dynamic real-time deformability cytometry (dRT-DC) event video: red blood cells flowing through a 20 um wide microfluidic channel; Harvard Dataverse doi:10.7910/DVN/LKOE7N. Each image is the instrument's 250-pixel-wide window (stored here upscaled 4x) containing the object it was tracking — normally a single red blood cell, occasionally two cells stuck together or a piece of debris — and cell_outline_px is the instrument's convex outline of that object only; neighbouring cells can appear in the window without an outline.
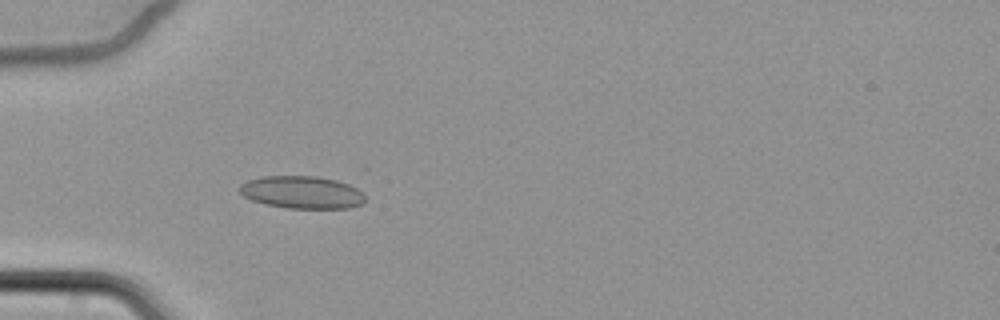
{"species": "common noctule bat (a hibernating species)", "species_latin": "Nyctalus noctula", "temperature_condition": "cold", "stored_images_in_passage": 56, "camera_frame_rate_fps": 3000, "um_per_image_px": 0.085, "animal": {"sex": "female", "body_mass_g": 22.7, "forearm_length_mm": 54.2}, "frame": {"image": 1, "passage_image": 23, "time_ms": 7.333, "image_size_px": [1000, 320], "cell_outline_px": [[368, 200], [364, 204], [348, 208], [288, 208], [264, 204], [252, 200], [244, 196], [240, 192], [240, 184], [248, 180], [264, 176], [316, 176], [336, 180], [348, 184], [356, 188]], "centroid_in_image_um": [25.68, 16.35], "position_along_channel_um": 59.3, "area_um2": 23.81}}
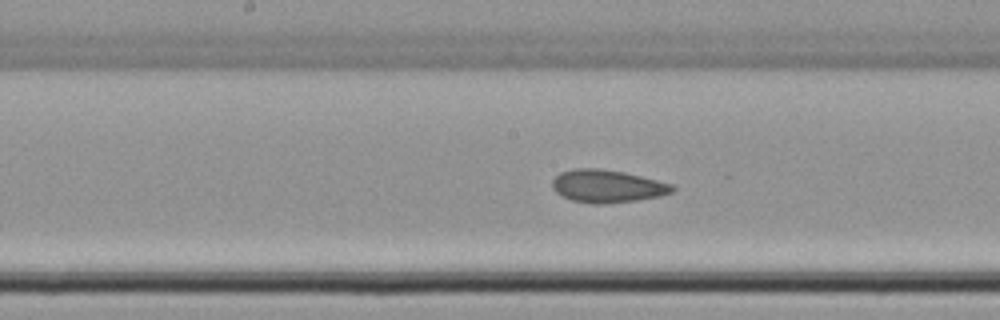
{"frame": {"image": 2, "passage_image": 36, "time_ms": 11.667, "image_size_px": [1000, 320], "cell_outline_px": [[676, 188], [672, 192], [660, 196], [636, 200], [600, 204], [596, 204], [572, 200], [556, 192], [552, 188], [552, 180], [560, 172], [572, 168], [596, 168], [624, 172], [672, 184]], "centroid_in_image_um": [51.6, 15.81], "position_along_channel_um": 196.6, "area_um2": 22.72}}
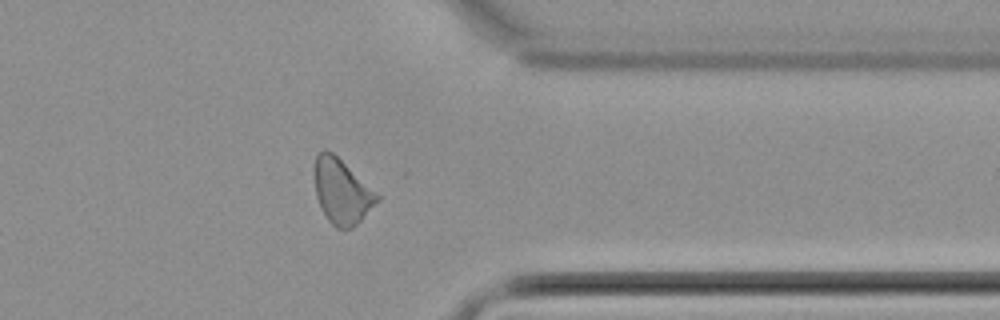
{"frame": {"image": 3, "passage_image": 53, "time_ms": 17.333, "image_size_px": [1000, 320], "cell_outline_px": [[380, 200], [352, 228], [336, 228], [328, 220], [316, 196], [312, 172], [312, 168], [316, 156], [324, 148], [332, 152], [380, 196]], "centroid_in_image_um": [29.01, 16.25], "position_along_channel_um": 382.4, "area_um2": 23.47}, "authors_computed_cell_mechanics": {"area_um2": 23.698, "velocity_mm_per_s": 3.3913, "shape_relaxation_time_tau1_ms": null, "shape_relaxation_time_tau2_ms": 3.1061, "deformation_change_tau1": null, "deformation_change_tau2": 0.0736}}